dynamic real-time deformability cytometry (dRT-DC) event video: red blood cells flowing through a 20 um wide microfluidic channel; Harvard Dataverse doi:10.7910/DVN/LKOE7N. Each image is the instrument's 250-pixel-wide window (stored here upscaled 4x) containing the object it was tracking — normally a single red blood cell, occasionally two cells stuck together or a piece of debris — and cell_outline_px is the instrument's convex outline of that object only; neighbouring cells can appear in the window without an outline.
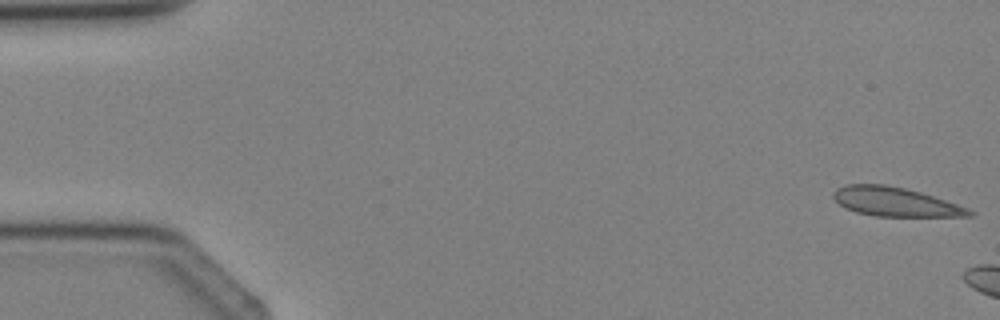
{"species": "Egyptian fruit bat (a non-hibernating species)", "species_latin": "Rousettus aegyptiacus", "temperature_condition": "cold", "stored_images_in_passage": 4, "camera_frame_rate_fps": 3000, "um_per_image_px": 0.085, "animal": {"sex": "female"}, "frame": {"image": 1, "passage_image": 1, "time_ms": 0.0, "image_size_px": [1000, 320], "cell_outline_px": [[976, 212], [972, 216], [876, 216], [856, 212], [844, 208], [832, 196], [832, 192], [836, 188], [844, 184], [884, 184], [904, 188], [920, 192], [968, 208]], "centroid_in_image_um": [76.05, 17.15], "position_along_channel_um": 9.0, "area_um2": 22.89}}